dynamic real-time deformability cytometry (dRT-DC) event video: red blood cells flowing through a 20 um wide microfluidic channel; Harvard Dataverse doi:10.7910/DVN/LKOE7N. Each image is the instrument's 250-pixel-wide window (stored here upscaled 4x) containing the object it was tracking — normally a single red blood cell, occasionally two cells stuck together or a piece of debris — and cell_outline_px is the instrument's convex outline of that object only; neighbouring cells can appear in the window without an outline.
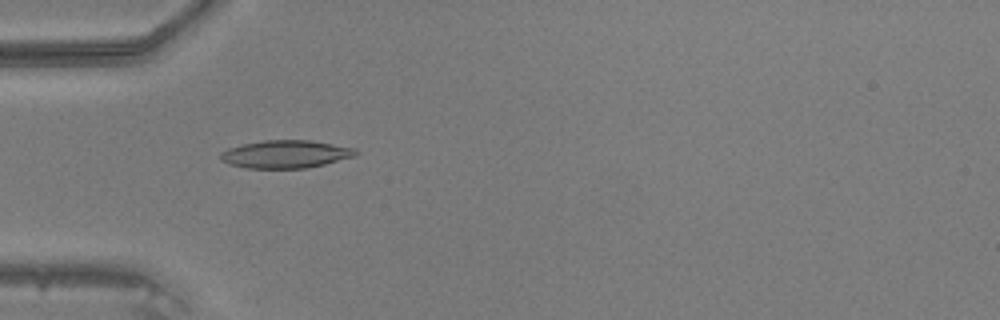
{"species": "common noctule bat (a hibernating species)", "species_latin": "Nyctalus noctula", "temperature_condition": "warm", "stored_images_in_passage": 35, "camera_frame_rate_fps": 3000, "um_per_image_px": 0.085, "animal": {"sex": "male", "body_mass_g": 20.5, "forearm_length_mm": 52.5}, "frame": {"image": 1, "passage_image": 3, "time_ms": 0.667, "image_size_px": [1000, 320], "cell_outline_px": [[360, 152], [356, 156], [308, 168], [244, 168], [228, 164], [220, 160], [220, 152], [228, 148], [240, 144], [264, 140], [312, 140], [356, 148]], "centroid_in_image_um": [24.28, 13.1], "position_along_channel_um": 60.7, "area_um2": 22.25}}
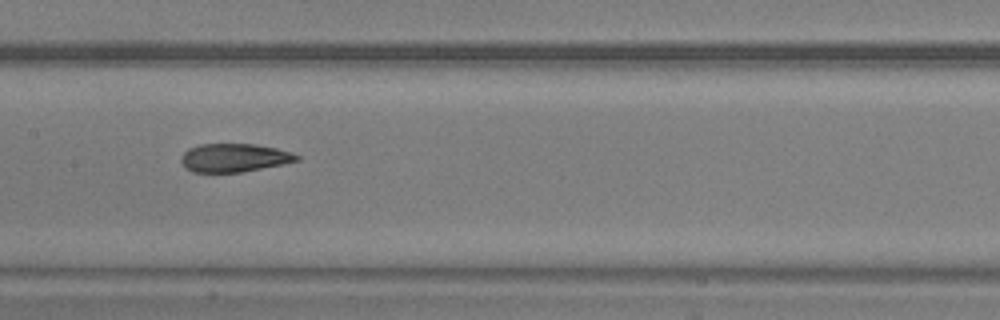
{"frame": {"image": 2, "passage_image": 12, "time_ms": 3.667, "image_size_px": [1000, 320], "cell_outline_px": [[300, 160], [284, 164], [240, 172], [192, 172], [180, 160], [180, 156], [188, 148], [200, 144], [256, 144], [276, 148], [292, 152], [300, 156]], "centroid_in_image_um": [19.93, 13.4], "position_along_channel_um": 187.5, "area_um2": 19.13}}
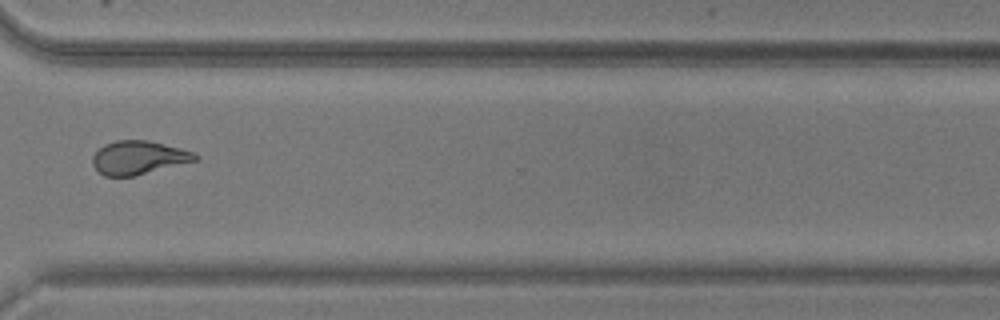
{"frame": {"image": 3, "passage_image": 24, "time_ms": 7.667, "image_size_px": [1000, 320], "cell_outline_px": [[200, 156], [196, 160], [132, 176], [104, 176], [92, 164], [92, 156], [104, 144], [116, 140], [148, 140], [180, 148], [192, 152]], "centroid_in_image_um": [11.74, 13.38], "position_along_channel_um": 358.9, "area_um2": 19.71}}